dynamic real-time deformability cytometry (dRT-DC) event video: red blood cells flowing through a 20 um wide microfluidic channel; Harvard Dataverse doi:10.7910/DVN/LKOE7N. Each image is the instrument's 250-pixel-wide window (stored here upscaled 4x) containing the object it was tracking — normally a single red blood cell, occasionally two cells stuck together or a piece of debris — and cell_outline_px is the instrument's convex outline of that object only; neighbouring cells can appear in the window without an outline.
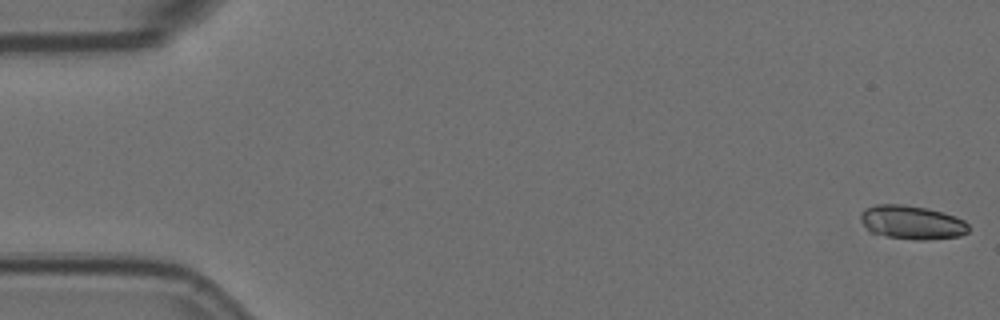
{"species": "Egyptian fruit bat (a non-hibernating species)", "species_latin": "Rousettus aegyptiacus", "temperature_condition": "room temperature", "stored_images_in_passage": 15, "camera_frame_rate_fps": 3000, "um_per_image_px": 0.085, "animal": {"sex": "female"}, "frame": {"image": 1, "passage_image": 1, "time_ms": 0.0, "image_size_px": [1000, 320], "cell_outline_px": [[968, 232], [960, 236], [924, 240], [916, 240], [888, 236], [868, 232], [860, 220], [860, 212], [864, 208], [876, 204], [904, 204], [928, 208], [944, 212], [956, 216], [964, 220], [968, 224]], "centroid_in_image_um": [77.48, 18.89], "position_along_channel_um": 7.5, "area_um2": 21.56}}
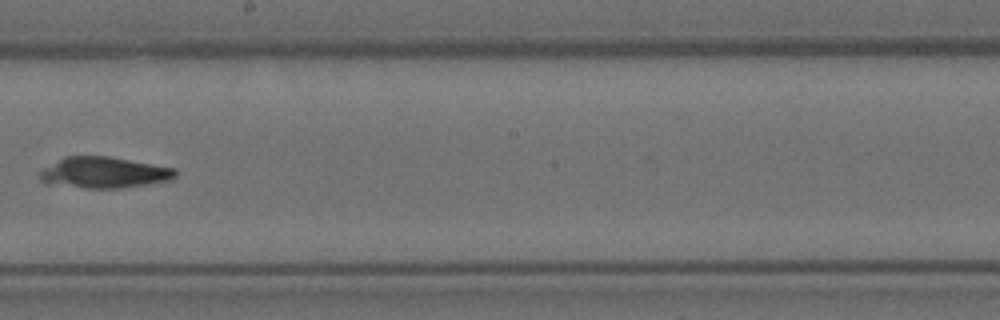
{"frame": {"image": 2, "passage_image": 9, "time_ms": 2.667, "image_size_px": [1000, 320], "cell_outline_px": [[176, 176], [168, 180], [148, 184], [120, 188], [84, 188], [44, 184], [40, 180], [40, 172], [44, 168], [64, 156], [108, 156], [176, 168]], "centroid_in_image_um": [8.8, 14.67], "position_along_channel_um": 239.4, "area_um2": 24.62}}
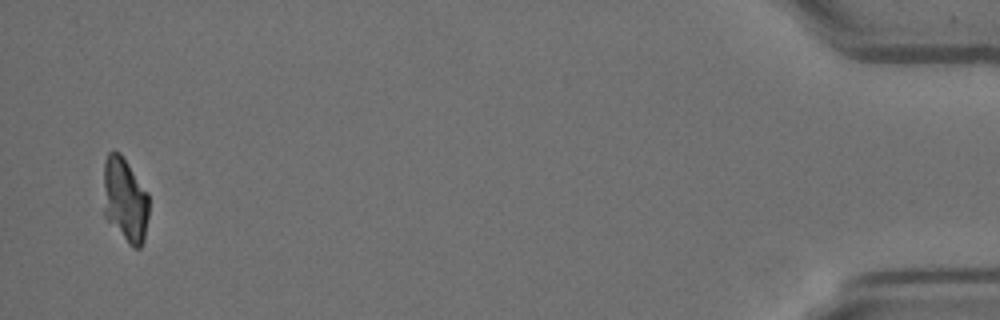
{"frame": {"image": 3, "passage_image": 15, "time_ms": 4.667, "image_size_px": [1000, 320], "cell_outline_px": [[148, 216], [144, 240], [140, 248], [132, 248], [128, 244], [104, 216], [104, 160], [108, 152], [120, 152], [148, 192]], "centroid_in_image_um": [10.63, 17.0], "position_along_channel_um": 424.6, "area_um2": 22.48}}